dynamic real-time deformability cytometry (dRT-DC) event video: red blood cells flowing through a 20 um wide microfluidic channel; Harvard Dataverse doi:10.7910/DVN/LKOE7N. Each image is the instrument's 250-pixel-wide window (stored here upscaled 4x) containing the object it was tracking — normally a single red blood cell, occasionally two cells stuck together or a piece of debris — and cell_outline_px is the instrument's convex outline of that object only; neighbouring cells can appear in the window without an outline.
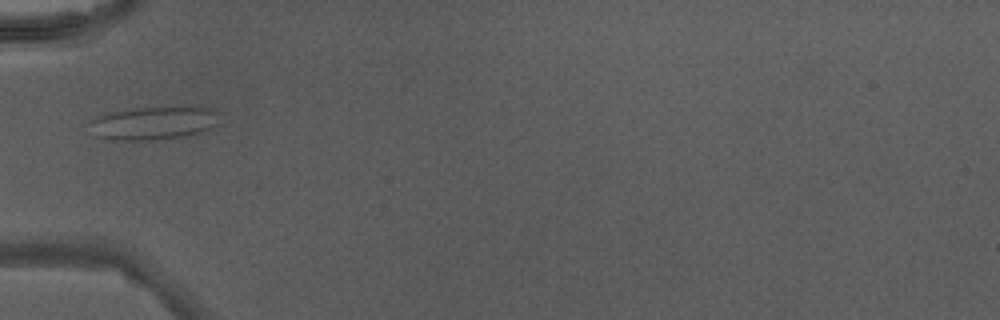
{"species": "Egyptian fruit bat (a non-hibernating species)", "species_latin": "Rousettus aegyptiacus", "temperature_condition": "warm", "stored_images_in_passage": 6, "camera_frame_rate_fps": 3000, "um_per_image_px": 0.085, "animal": {"sex": "male"}, "frame": {"image": 1, "passage_image": 1, "time_ms": 0.0, "image_size_px": [1000, 320], "cell_outline_px": [[220, 112], [216, 124], [200, 132], [184, 136], [148, 140], [112, 140], [96, 136], [92, 120], [96, 116], [112, 112], [132, 108], [180, 104], [212, 108]], "centroid_in_image_um": [13.15, 10.4], "position_along_channel_um": 71.8, "area_um2": 25.55}}